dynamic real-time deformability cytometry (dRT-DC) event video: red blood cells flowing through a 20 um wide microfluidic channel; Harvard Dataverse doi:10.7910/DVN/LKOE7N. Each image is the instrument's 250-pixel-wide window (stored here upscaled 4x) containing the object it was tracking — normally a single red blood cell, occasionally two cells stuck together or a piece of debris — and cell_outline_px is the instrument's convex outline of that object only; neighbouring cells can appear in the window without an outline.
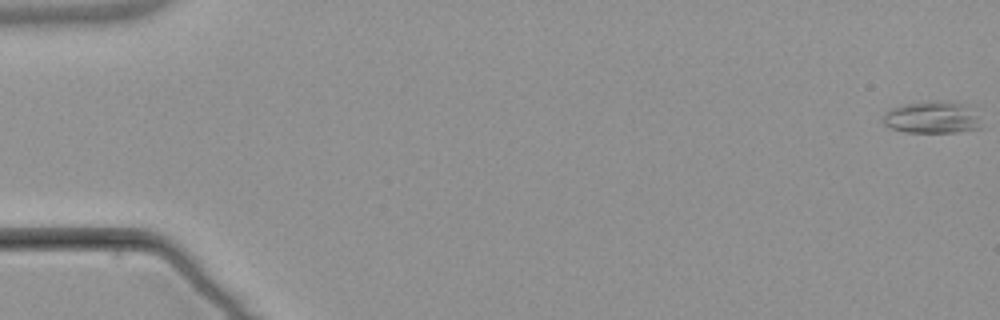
{"species": "common noctule bat (a hibernating species)", "species_latin": "Nyctalus noctula", "temperature_condition": "warm", "stored_images_in_passage": 6, "camera_frame_rate_fps": 3000, "um_per_image_px": 0.085, "animal": {"sex": "male", "body_mass_g": 21.5, "forearm_length_mm": 52.0}, "frame": {"image": 1, "passage_image": 1, "time_ms": 0.0, "image_size_px": [1000, 320], "cell_outline_px": [[980, 128], [956, 132], [908, 132], [892, 128], [884, 124], [884, 116], [892, 108], [908, 104], [964, 104]], "centroid_in_image_um": [79.11, 10.05], "position_along_channel_um": 5.9, "area_um2": 16.42}}
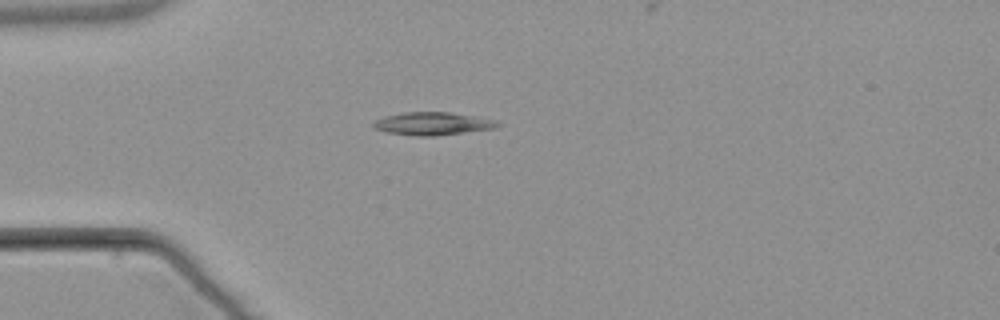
{"frame": {"image": 2, "passage_image": 5, "time_ms": 5.0, "image_size_px": [1000, 320], "cell_outline_px": [[504, 124], [496, 128], [432, 136], [416, 136], [388, 132], [376, 128], [372, 124], [376, 120], [384, 116], [404, 112], [452, 112], [496, 120]], "centroid_in_image_um": [36.83, 10.5], "position_along_channel_um": 48.2, "area_um2": 16.47}}